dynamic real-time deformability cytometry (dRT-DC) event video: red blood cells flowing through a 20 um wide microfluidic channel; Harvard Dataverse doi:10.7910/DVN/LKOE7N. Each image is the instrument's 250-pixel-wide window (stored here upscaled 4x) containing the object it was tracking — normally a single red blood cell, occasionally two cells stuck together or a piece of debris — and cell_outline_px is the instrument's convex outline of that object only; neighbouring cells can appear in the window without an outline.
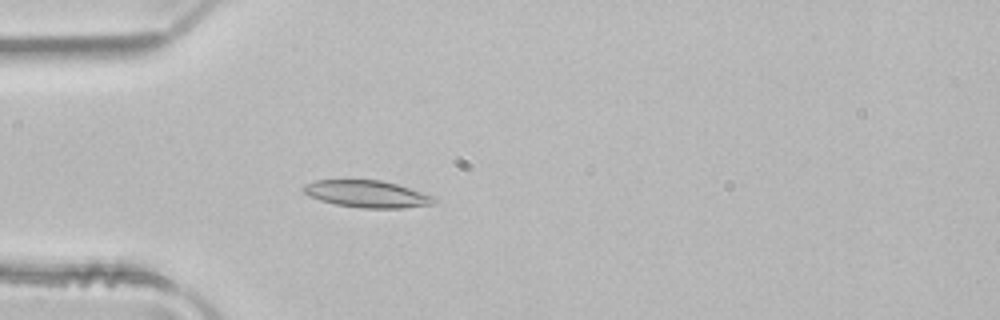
{"species": "common noctule bat (a hibernating species)", "species_latin": "Nyctalus noctula", "temperature_condition": "room temperature", "stored_images_in_passage": 4, "camera_frame_rate_fps": 3000, "um_per_image_px": 0.085, "animal": {"sex": "male", "body_mass_g": 21.5, "forearm_length_mm": 52.0}, "frame": {"image": 1, "passage_image": 4, "time_ms": 1.0, "image_size_px": [1000, 320], "cell_outline_px": [[436, 200], [432, 204], [400, 208], [360, 208], [336, 204], [320, 200], [304, 192], [300, 188], [304, 184], [316, 180], [380, 180], [396, 184], [436, 196]], "centroid_in_image_um": [31.2, 16.48], "position_along_channel_um": 53.8, "area_um2": 20.46}}